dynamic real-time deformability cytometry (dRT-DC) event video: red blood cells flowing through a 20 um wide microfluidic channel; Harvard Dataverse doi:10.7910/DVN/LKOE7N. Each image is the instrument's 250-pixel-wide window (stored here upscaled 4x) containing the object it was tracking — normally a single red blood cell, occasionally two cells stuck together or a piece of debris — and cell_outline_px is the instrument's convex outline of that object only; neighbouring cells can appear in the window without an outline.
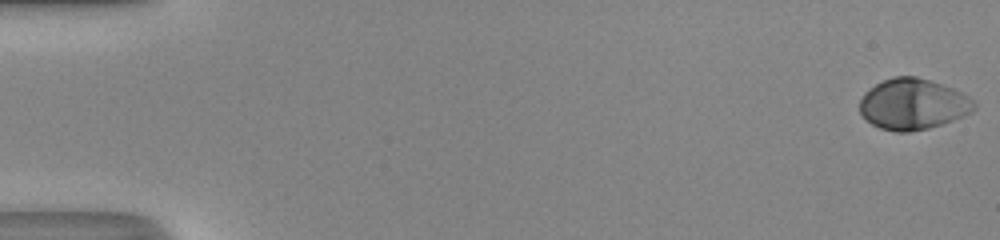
{"species": "human", "species_latin": "Homo sapiens", "temperature_condition": "room temperature", "stored_images_in_passage": 51, "camera_frame_rate_fps": 3000, "um_per_image_px": 0.085, "donor": {"sex": "male"}, "frame": {"image": 1, "passage_image": 1, "time_ms": 0.0, "image_size_px": [1000, 240], "cell_outline_px": [[976, 108], [972, 112], [964, 116], [928, 128], [908, 132], [896, 132], [880, 128], [872, 124], [860, 112], [860, 100], [864, 92], [876, 84], [892, 76], [916, 76], [952, 88], [968, 96], [976, 104]], "centroid_in_image_um": [77.59, 8.85], "position_along_channel_um": 7.4, "area_um2": 33.7}}
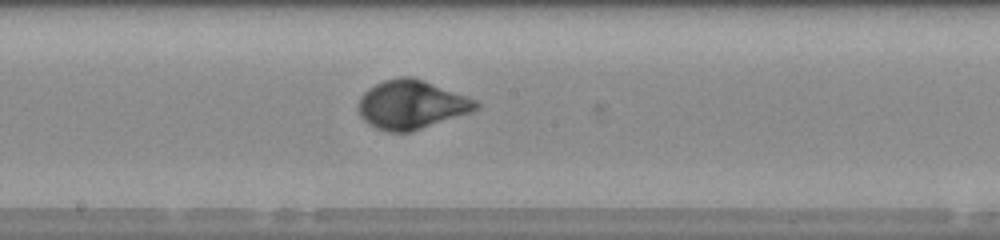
{"frame": {"image": 2, "passage_image": 29, "time_ms": 9.333, "image_size_px": [1000, 240], "cell_outline_px": [[480, 108], [472, 112], [408, 132], [388, 132], [376, 128], [368, 124], [360, 116], [360, 96], [368, 88], [384, 80], [400, 76], [412, 76], [424, 80], [468, 96], [476, 100], [480, 104]], "centroid_in_image_um": [34.99, 8.88], "position_along_channel_um": 213.2, "area_um2": 33.35}}
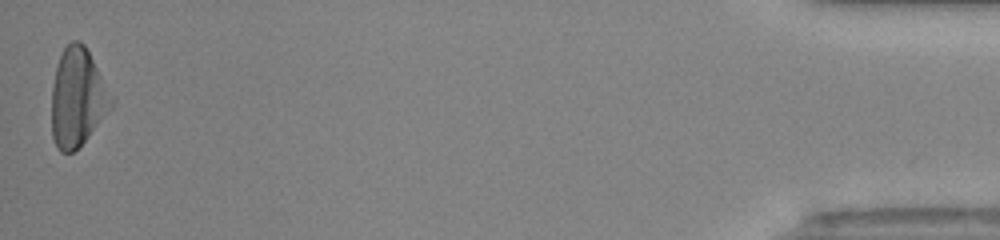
{"frame": {"image": 3, "passage_image": 51, "time_ms": 16.667, "image_size_px": [1000, 240], "cell_outline_px": [[116, 100], [112, 108], [88, 136], [72, 152], [60, 152], [52, 136], [52, 88], [56, 68], [60, 56], [64, 48], [72, 40], [80, 40], [84, 44]], "centroid_in_image_um": [6.61, 8.27], "position_along_channel_um": 428.6, "area_um2": 34.04}, "authors_computed_cell_mechanics": {"area_um2": 32.368, "velocity_mm_per_s": 4.1972, "shape_relaxation_time_tau1_ms": 2.3985, "shape_relaxation_time_tau2_ms": null, "deformation_change_tau1": 0.1517, "deformation_change_tau2": null}}